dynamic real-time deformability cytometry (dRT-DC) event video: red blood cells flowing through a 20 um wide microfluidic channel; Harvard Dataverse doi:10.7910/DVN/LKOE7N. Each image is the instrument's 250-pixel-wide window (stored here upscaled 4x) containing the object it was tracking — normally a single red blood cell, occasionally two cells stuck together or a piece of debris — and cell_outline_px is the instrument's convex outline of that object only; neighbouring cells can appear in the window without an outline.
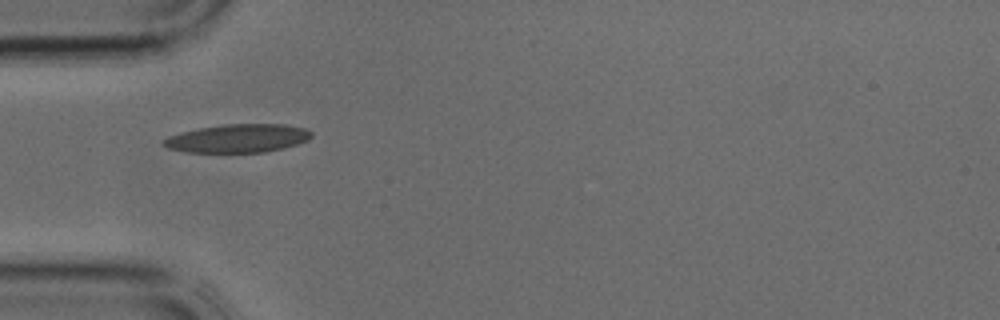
{"species": "common noctule bat (a hibernating species)", "species_latin": "Nyctalus noctula", "temperature_condition": "cold", "stored_images_in_passage": 26, "camera_frame_rate_fps": 3000, "um_per_image_px": 0.085, "animal": {"sex": "male", "body_mass_g": 17.9, "forearm_length_mm": 54.2}, "frame": {"image": 1, "passage_image": 1, "time_ms": 0.0, "image_size_px": [1000, 320], "cell_outline_px": [[312, 136], [308, 140], [284, 148], [264, 152], [188, 152], [168, 148], [160, 144], [160, 140], [168, 136], [200, 128], [224, 124], [288, 124], [304, 128], [312, 132]], "centroid_in_image_um": [20.21, 11.76], "position_along_channel_um": 64.8, "area_um2": 24.45}}
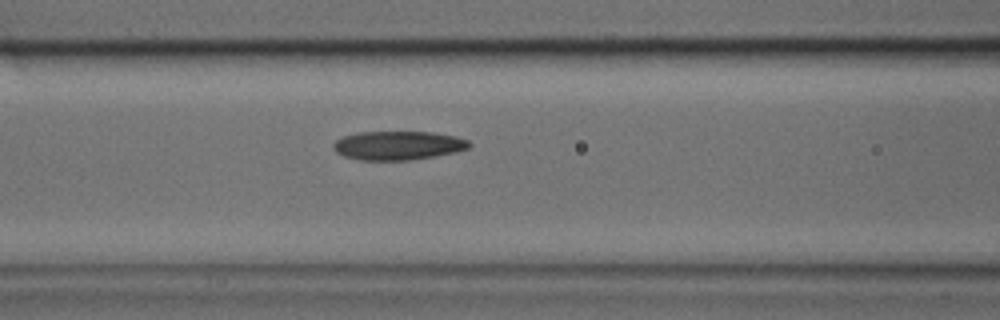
{"frame": {"image": 2, "passage_image": 5, "time_ms": 1.333, "image_size_px": [1000, 320], "cell_outline_px": [[472, 144], [468, 148], [456, 152], [408, 160], [360, 160], [344, 156], [336, 152], [332, 148], [332, 144], [336, 140], [344, 136], [356, 132], [432, 132], [456, 136], [468, 140]], "centroid_in_image_um": [33.81, 12.36], "position_along_channel_um": 132.8, "area_um2": 22.83}}